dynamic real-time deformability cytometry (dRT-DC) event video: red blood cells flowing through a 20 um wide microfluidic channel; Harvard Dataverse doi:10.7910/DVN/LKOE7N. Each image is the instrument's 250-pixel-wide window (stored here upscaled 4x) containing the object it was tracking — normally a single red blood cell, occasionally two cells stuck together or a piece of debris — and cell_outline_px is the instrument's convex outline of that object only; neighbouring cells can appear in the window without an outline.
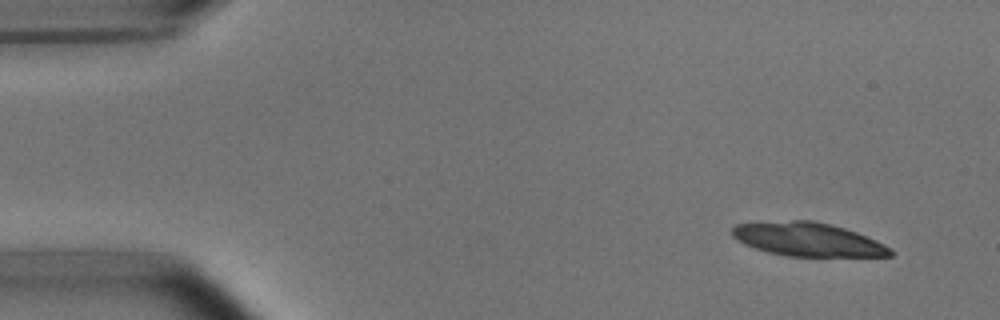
{"species": "common noctule bat (a hibernating species)", "species_latin": "Nyctalus noctula", "temperature_condition": "room temperature", "stored_images_in_passage": 4, "camera_frame_rate_fps": 3000, "um_per_image_px": 0.085, "animal": {"sex": "male", "body_mass_g": 15.6}, "frame": {"image": 1, "passage_image": 1, "time_ms": 0.0, "image_size_px": [1000, 320], "cell_outline_px": [[896, 252], [892, 256], [788, 256], [768, 252], [744, 244], [736, 240], [732, 236], [732, 228], [736, 224], [792, 220], [812, 220], [832, 224], [856, 232], [876, 240], [892, 248]], "centroid_in_image_um": [68.69, 20.35], "position_along_channel_um": 16.3, "area_um2": 30.98}}